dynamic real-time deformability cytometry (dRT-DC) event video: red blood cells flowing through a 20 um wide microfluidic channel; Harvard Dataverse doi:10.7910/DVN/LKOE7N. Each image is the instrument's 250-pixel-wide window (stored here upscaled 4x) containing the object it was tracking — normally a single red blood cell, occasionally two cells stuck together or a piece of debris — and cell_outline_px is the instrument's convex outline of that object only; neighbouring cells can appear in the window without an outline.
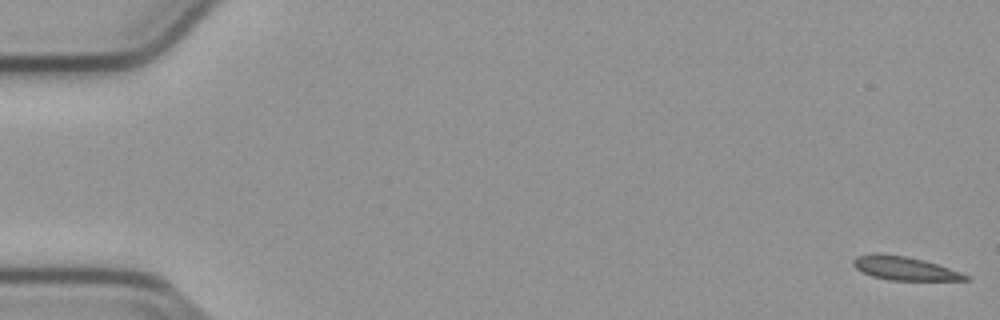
{"species": "common noctule bat (a hibernating species)", "species_latin": "Nyctalus noctula", "temperature_condition": "cold", "stored_images_in_passage": 55, "camera_frame_rate_fps": 3000, "um_per_image_px": 0.085, "animal": {"sex": "male", "body_mass_g": 23.1, "forearm_length_mm": 52.7}, "frame": {"image": 1, "passage_image": 1, "time_ms": 0.0, "image_size_px": [1000, 320], "cell_outline_px": [[972, 280], [888, 280], [872, 276], [856, 268], [852, 264], [852, 260], [856, 256], [872, 252], [880, 252], [908, 256], [924, 260], [972, 276]], "centroid_in_image_um": [76.86, 22.79], "position_along_channel_um": 8.1, "area_um2": 15.66}}
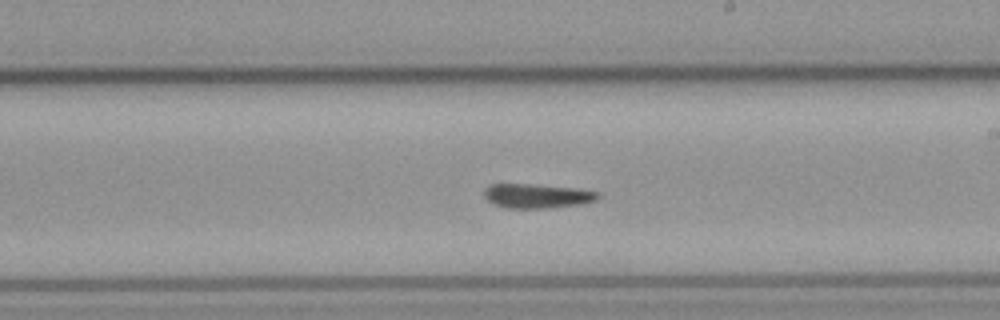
{"frame": {"image": 2, "passage_image": 32, "time_ms": 10.333, "image_size_px": [1000, 320], "cell_outline_px": [[600, 196], [596, 200], [584, 204], [552, 208], [504, 208], [492, 204], [484, 196], [484, 188], [488, 184], [532, 184], [580, 188], [600, 192]], "centroid_in_image_um": [45.67, 16.65], "position_along_channel_um": 243.3, "area_um2": 16.59}}
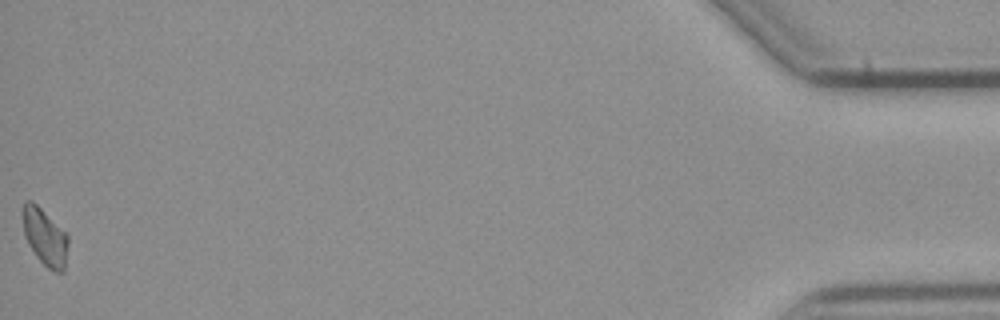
{"frame": {"image": 3, "passage_image": 55, "time_ms": 18.0, "image_size_px": [1000, 320], "cell_outline_px": [[68, 244], [64, 272], [52, 272], [36, 256], [28, 244], [24, 232], [24, 204], [28, 200], [32, 200], [68, 236]], "centroid_in_image_um": [3.84, 20.21], "position_along_channel_um": 431.4, "area_um2": 14.57}, "authors_computed_cell_mechanics": {"area_um2": 16.1262, "velocity_mm_per_s": 3.7805, "shape_relaxation_time_tau1_ms": 3.3023, "shape_relaxation_time_tau2_ms": 2.222, "deformation_change_tau1": 0.1027, "deformation_change_tau2": 0.0954}}